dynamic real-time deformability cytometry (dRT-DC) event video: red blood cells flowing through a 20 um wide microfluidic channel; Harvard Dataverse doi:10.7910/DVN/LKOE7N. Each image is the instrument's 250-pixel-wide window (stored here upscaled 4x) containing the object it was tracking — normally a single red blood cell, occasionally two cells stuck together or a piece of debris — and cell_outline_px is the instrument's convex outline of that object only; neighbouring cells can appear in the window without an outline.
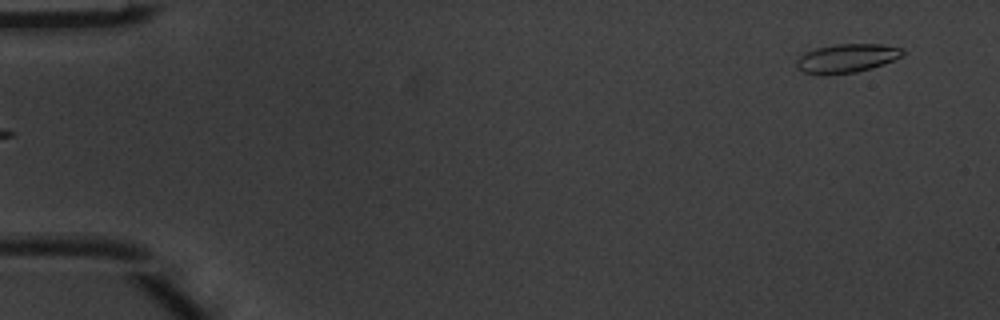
{"species": "common noctule bat (a hibernating species)", "species_latin": "Nyctalus noctula", "temperature_condition": "warm", "stored_images_in_passage": 5, "segment_of_instrument_passage": [2, 2], "camera_frame_rate_fps": 3000, "um_per_image_px": 0.085, "animal": {"sex": "male", "body_mass_g": 20.1, "forearm_length_mm": 53.5}, "frame": {"image": 1, "passage_image": 5, "time_ms": 1.333, "image_size_px": [1000, 320], "cell_outline_px": [[904, 52], [900, 56], [884, 64], [872, 68], [856, 72], [824, 76], [820, 76], [804, 72], [796, 68], [796, 60], [804, 52], [816, 48], [836, 44], [880, 44], [904, 48]], "centroid_in_image_um": [71.92, 4.97], "position_along_channel_um": 13.1, "area_um2": 18.03}}